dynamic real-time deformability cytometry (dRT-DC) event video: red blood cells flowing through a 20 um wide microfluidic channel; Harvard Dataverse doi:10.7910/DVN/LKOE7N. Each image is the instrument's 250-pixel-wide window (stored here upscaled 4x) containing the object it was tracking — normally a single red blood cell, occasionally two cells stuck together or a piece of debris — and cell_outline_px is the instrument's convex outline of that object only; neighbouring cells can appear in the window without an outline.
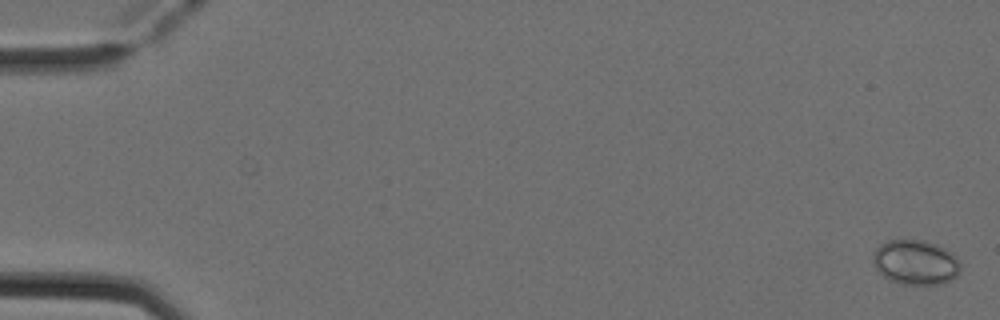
{"species": "Egyptian fruit bat (a non-hibernating species)", "species_latin": "Rousettus aegyptiacus", "temperature_condition": "cold", "stored_images_in_passage": 53, "camera_frame_rate_fps": 3000, "um_per_image_px": 0.085, "animal": {"sex": "female"}, "frame": {"image": 1, "passage_image": 2, "time_ms": 0.333, "image_size_px": [1000, 320], "cell_outline_px": [[960, 268], [956, 276], [952, 280], [944, 284], [900, 284], [884, 276], [876, 268], [872, 260], [872, 252], [880, 244], [888, 240], [924, 240], [936, 244], [952, 252], [960, 260]], "centroid_in_image_um": [77.83, 22.29], "position_along_channel_um": 7.2, "area_um2": 23.0}}
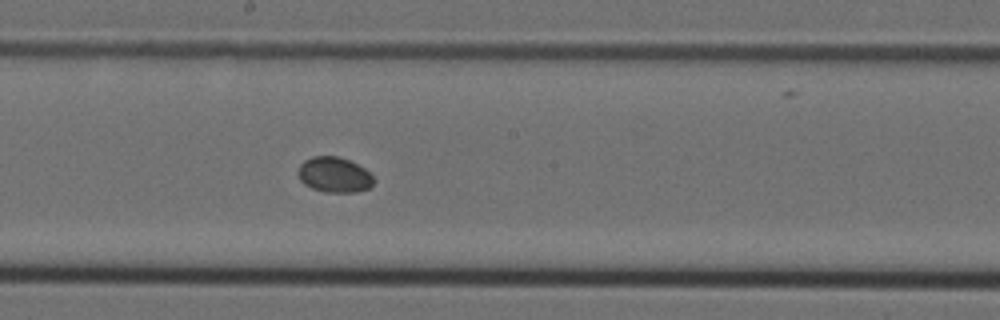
{"frame": {"image": 2, "passage_image": 30, "time_ms": 9.667, "image_size_px": [1000, 320], "cell_outline_px": [[376, 180], [368, 188], [356, 192], [324, 192], [312, 188], [304, 184], [300, 180], [296, 172], [300, 164], [304, 160], [312, 156], [336, 156], [348, 160], [364, 168]], "centroid_in_image_um": [28.38, 14.86], "position_along_channel_um": 219.8, "area_um2": 15.61}}
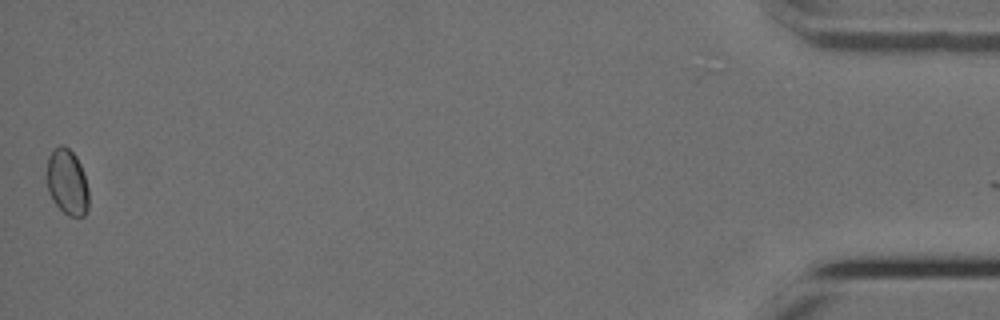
{"frame": {"image": 3, "passage_image": 53, "time_ms": 17.333, "image_size_px": [1000, 320], "cell_outline_px": [[88, 208], [84, 216], [68, 216], [52, 200], [48, 192], [48, 156], [60, 144], [64, 144], [76, 156], [80, 164], [88, 188]], "centroid_in_image_um": [5.72, 15.49], "position_along_channel_um": 429.5, "area_um2": 15.84}}